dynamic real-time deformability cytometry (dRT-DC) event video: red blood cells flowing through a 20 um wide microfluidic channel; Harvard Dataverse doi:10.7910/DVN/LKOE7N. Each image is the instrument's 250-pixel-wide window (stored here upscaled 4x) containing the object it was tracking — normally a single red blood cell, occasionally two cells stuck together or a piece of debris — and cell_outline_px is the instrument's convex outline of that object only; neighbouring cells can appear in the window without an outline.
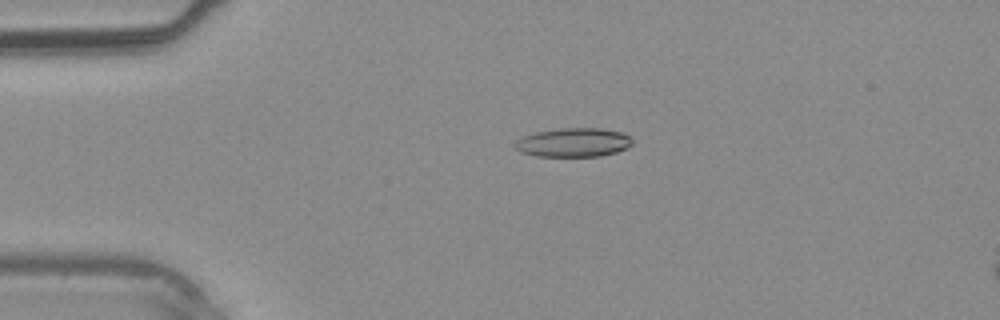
{"species": "common noctule bat (a hibernating species)", "species_latin": "Nyctalus noctula", "temperature_condition": "warm", "stored_images_in_passage": 36, "camera_frame_rate_fps": 3000, "um_per_image_px": 0.085, "animal": {"sex": "male", "body_mass_g": 20.4}, "frame": {"image": 1, "passage_image": 6, "time_ms": 1.667, "image_size_px": [1000, 320], "cell_outline_px": [[632, 144], [628, 148], [616, 152], [600, 156], [536, 156], [520, 152], [516, 148], [516, 140], [524, 136], [536, 132], [560, 128], [600, 128], [620, 132], [628, 136], [632, 140]], "centroid_in_image_um": [48.75, 12.11], "position_along_channel_um": 36.2, "area_um2": 19.65}}
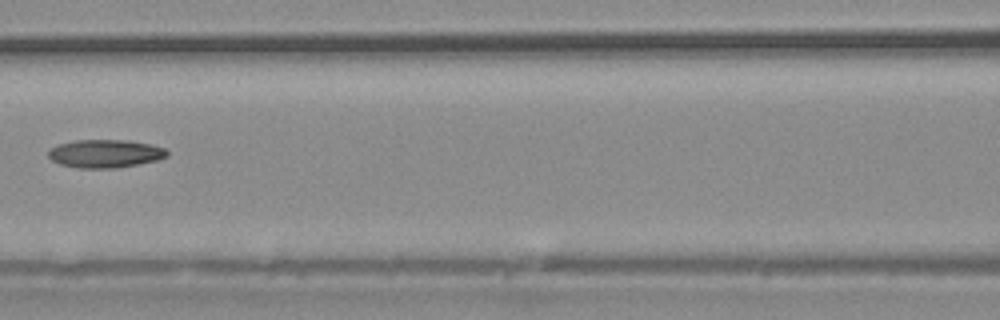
{"frame": {"image": 2, "passage_image": 15, "time_ms": 4.667, "image_size_px": [1000, 320], "cell_outline_px": [[168, 156], [156, 160], [116, 168], [76, 168], [60, 164], [52, 160], [48, 156], [48, 152], [52, 148], [60, 144], [76, 140], [128, 140], [152, 144], [164, 148], [168, 152]], "centroid_in_image_um": [8.95, 13.05], "position_along_channel_um": 157.7, "area_um2": 19.36}}
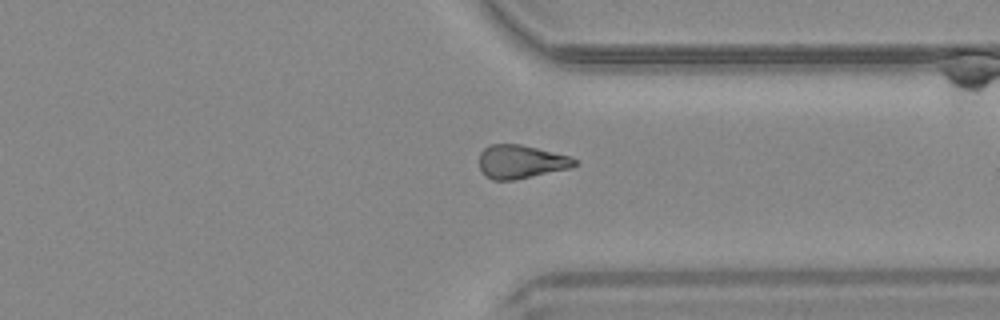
{"frame": {"image": 3, "passage_image": 27, "time_ms": 8.667, "image_size_px": [1000, 320], "cell_outline_px": [[580, 164], [572, 168], [512, 180], [492, 180], [484, 176], [480, 168], [480, 152], [488, 144], [520, 144], [568, 156], [576, 160]], "centroid_in_image_um": [44.26, 13.75], "position_along_channel_um": 367.1, "area_um2": 18.61}}